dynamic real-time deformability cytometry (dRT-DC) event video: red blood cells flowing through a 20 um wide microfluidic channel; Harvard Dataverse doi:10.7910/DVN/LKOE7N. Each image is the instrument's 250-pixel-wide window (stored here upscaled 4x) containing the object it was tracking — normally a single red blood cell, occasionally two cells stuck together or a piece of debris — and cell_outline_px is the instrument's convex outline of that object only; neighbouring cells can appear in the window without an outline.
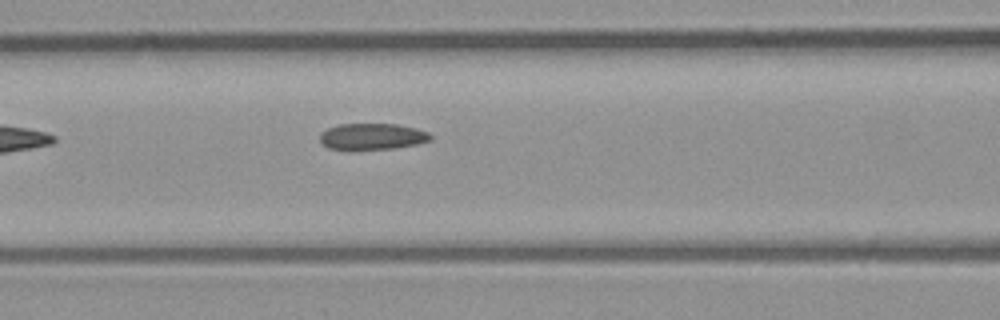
{"species": "common noctule bat (a hibernating species)", "species_latin": "Nyctalus noctula", "temperature_condition": "room temperature", "stored_images_in_passage": 4, "camera_frame_rate_fps": 3000, "um_per_image_px": 0.085, "animal": {"sex": "male", "body_mass_g": 23.1, "forearm_length_mm": 52.7}, "frame": {"image": 1, "passage_image": 4, "time_ms": 1.0, "image_size_px": [1000, 320], "cell_outline_px": [[432, 140], [416, 144], [392, 148], [348, 152], [328, 148], [320, 140], [320, 132], [328, 128], [340, 124], [396, 124], [416, 128], [428, 132], [432, 136]], "centroid_in_image_um": [31.6, 11.63], "position_along_channel_um": 135.0, "area_um2": 17.46}}